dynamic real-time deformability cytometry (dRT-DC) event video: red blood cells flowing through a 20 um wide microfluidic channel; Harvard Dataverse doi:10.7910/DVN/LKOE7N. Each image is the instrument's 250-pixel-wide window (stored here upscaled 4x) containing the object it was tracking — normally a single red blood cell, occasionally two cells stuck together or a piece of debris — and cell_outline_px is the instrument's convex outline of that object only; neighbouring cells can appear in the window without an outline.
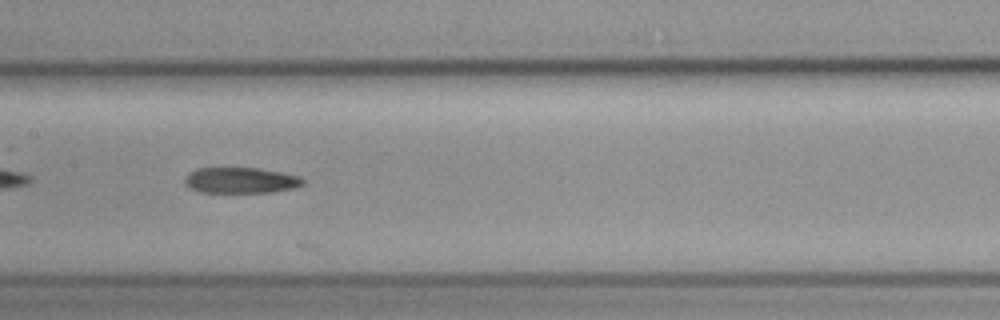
{"species": "common noctule bat (a hibernating species)", "species_latin": "Nyctalus noctula", "temperature_condition": "cold", "stored_images_in_passage": 6, "camera_frame_rate_fps": 3000, "um_per_image_px": 0.085, "animal": {"sex": "female", "body_mass_g": 19.3, "forearm_length_mm": 54.1}, "frame": {"image": 1, "passage_image": 4, "time_ms": 3.667, "image_size_px": [1000, 320], "cell_outline_px": [[304, 184], [296, 188], [272, 192], [200, 192], [184, 184], [184, 180], [188, 172], [196, 168], [260, 168], [300, 176], [304, 180]], "centroid_in_image_um": [20.47, 15.32], "position_along_channel_um": 186.9, "area_um2": 17.86}}